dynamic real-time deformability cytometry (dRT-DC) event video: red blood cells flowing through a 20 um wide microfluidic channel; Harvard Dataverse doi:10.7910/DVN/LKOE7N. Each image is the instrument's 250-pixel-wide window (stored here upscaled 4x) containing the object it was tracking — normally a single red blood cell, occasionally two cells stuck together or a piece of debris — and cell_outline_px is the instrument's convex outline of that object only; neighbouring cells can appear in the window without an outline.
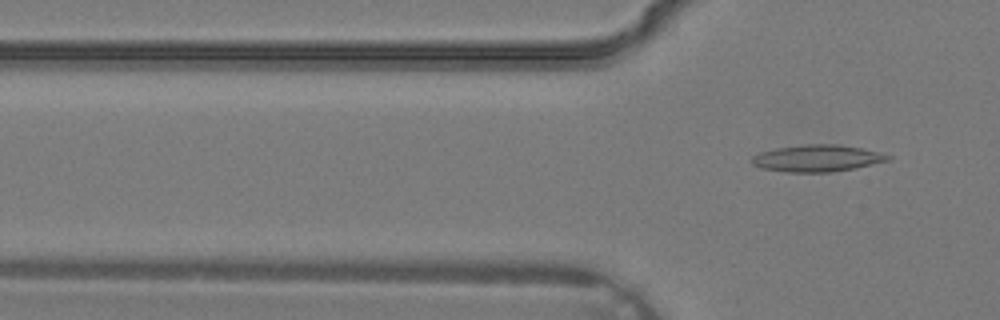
{"species": "common noctule bat (a hibernating species)", "species_latin": "Nyctalus noctula", "temperature_condition": "warm", "stored_images_in_passage": 4, "camera_frame_rate_fps": 3000, "um_per_image_px": 0.085, "animal": {"sex": "male", "body_mass_g": 19.2, "forearm_length_mm": 51.8}, "frame": {"image": 1, "passage_image": 4, "time_ms": 1.0, "image_size_px": [1000, 320], "cell_outline_px": [[892, 156], [888, 160], [872, 164], [832, 172], [788, 172], [764, 168], [752, 164], [752, 156], [760, 152], [776, 148], [804, 144], [840, 144], [880, 152]], "centroid_in_image_um": [69.45, 13.44], "position_along_channel_um": 56.3, "area_um2": 21.04}}